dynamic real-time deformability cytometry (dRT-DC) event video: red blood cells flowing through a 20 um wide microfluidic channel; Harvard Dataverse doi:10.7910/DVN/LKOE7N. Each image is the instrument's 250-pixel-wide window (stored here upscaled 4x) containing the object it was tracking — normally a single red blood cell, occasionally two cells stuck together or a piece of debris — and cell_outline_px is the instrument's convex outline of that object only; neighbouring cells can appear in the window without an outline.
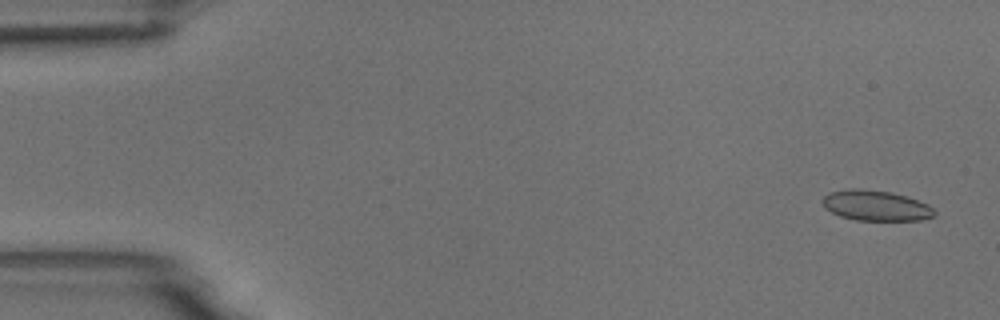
{"species": "common noctule bat (a hibernating species)", "species_latin": "Nyctalus noctula", "temperature_condition": "room temperature", "stored_images_in_passage": 4, "camera_frame_rate_fps": 3000, "um_per_image_px": 0.085, "animal": {"sex": "male", "body_mass_g": 18.8}, "frame": {"image": 1, "passage_image": 1, "time_ms": 0.0, "image_size_px": [1000, 320], "cell_outline_px": [[936, 212], [932, 216], [920, 220], [856, 220], [840, 216], [824, 208], [820, 200], [828, 192], [848, 188], [860, 188], [892, 192], [908, 196], [928, 204]], "centroid_in_image_um": [74.4, 17.45], "position_along_channel_um": 10.6, "area_um2": 20.06}}
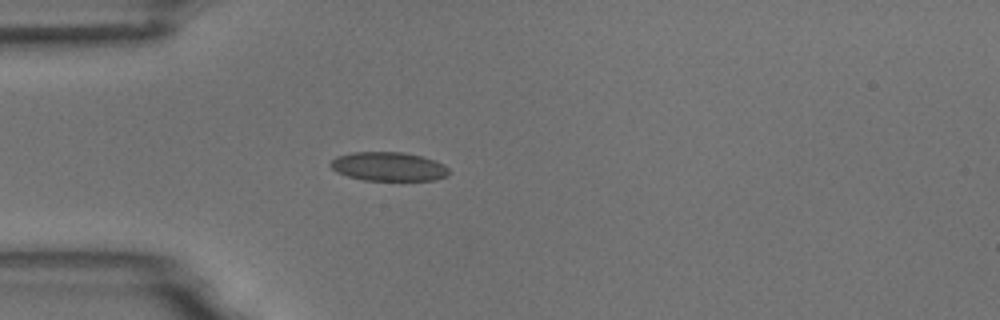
{"frame": {"image": 2, "passage_image": 4, "time_ms": 4.333, "image_size_px": [1000, 320], "cell_outline_px": [[448, 176], [436, 180], [364, 180], [348, 176], [336, 172], [328, 164], [336, 156], [352, 152], [400, 152], [420, 156], [436, 160], [444, 164], [448, 168]], "centroid_in_image_um": [33.02, 14.15], "position_along_channel_um": 52.0, "area_um2": 20.0}}